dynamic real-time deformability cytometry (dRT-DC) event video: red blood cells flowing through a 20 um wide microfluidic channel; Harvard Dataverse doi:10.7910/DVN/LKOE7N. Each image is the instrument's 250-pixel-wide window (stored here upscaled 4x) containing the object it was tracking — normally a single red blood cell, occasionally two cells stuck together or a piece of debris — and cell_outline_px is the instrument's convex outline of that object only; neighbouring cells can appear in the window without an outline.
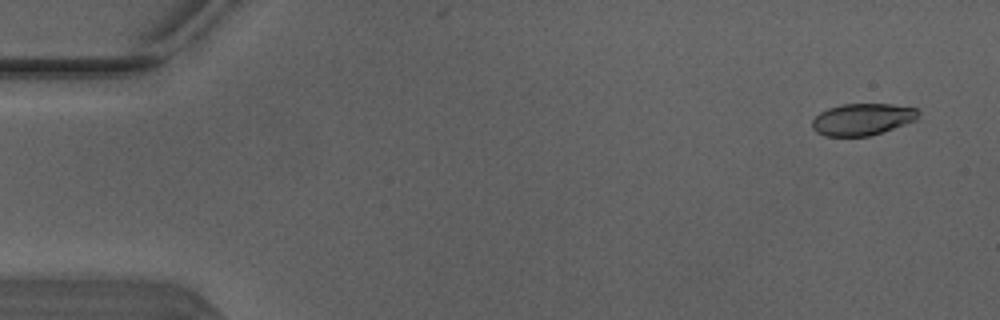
{"species": "Egyptian fruit bat (a non-hibernating species)", "species_latin": "Rousettus aegyptiacus", "temperature_condition": "warm", "stored_images_in_passage": 5, "camera_frame_rate_fps": 3000, "um_per_image_px": 0.085, "animal": {"sex": "male"}, "frame": {"image": 1, "passage_image": 1, "time_ms": 0.0, "image_size_px": [1000, 320], "cell_outline_px": [[920, 112], [916, 120], [868, 136], [824, 136], [816, 132], [812, 128], [812, 120], [820, 112], [828, 108], [844, 104], [892, 104], [916, 108]], "centroid_in_image_um": [73.28, 10.13], "position_along_channel_um": 11.7, "area_um2": 19.54}}
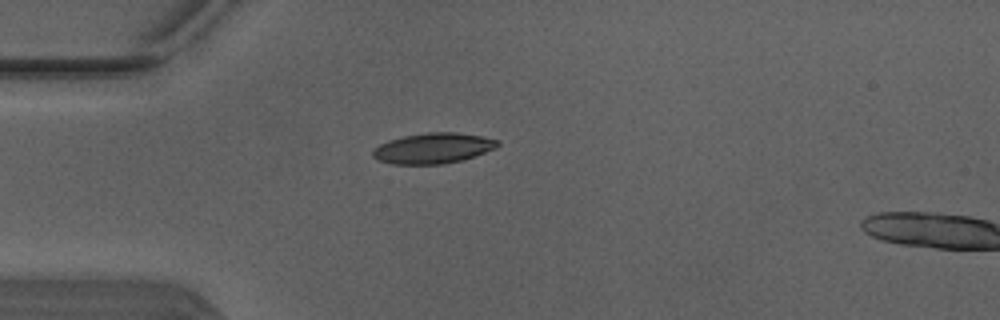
{"frame": {"image": 2, "passage_image": 4, "time_ms": 1.0, "image_size_px": [1000, 320], "cell_outline_px": [[500, 144], [496, 148], [460, 160], [440, 164], [392, 164], [380, 160], [372, 156], [372, 148], [388, 140], [404, 136], [428, 132], [456, 132], [480, 136], [500, 140]], "centroid_in_image_um": [36.79, 12.59], "position_along_channel_um": 48.2, "area_um2": 22.02}}